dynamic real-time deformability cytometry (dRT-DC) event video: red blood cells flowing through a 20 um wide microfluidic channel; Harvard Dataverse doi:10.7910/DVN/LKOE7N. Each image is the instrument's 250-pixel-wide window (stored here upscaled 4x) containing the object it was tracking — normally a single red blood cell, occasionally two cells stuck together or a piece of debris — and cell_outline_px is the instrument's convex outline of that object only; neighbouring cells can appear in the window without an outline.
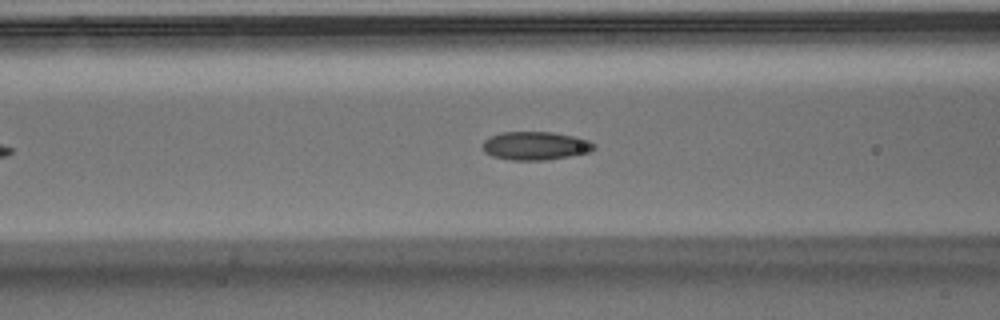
{"species": "Egyptian fruit bat (a non-hibernating species)", "species_latin": "Rousettus aegyptiacus", "temperature_condition": "warm", "stored_images_in_passage": 40, "camera_frame_rate_fps": 3000, "um_per_image_px": 0.085, "animal": {"sex": "male"}, "frame": {"image": 1, "passage_image": 12, "time_ms": 3.667, "image_size_px": [1000, 320], "cell_outline_px": [[596, 148], [588, 152], [568, 156], [544, 160], [512, 160], [492, 156], [484, 152], [484, 140], [500, 132], [552, 132], [576, 136], [588, 140], [596, 144]], "centroid_in_image_um": [45.53, 12.38], "position_along_channel_um": 121.1, "area_um2": 18.32}}
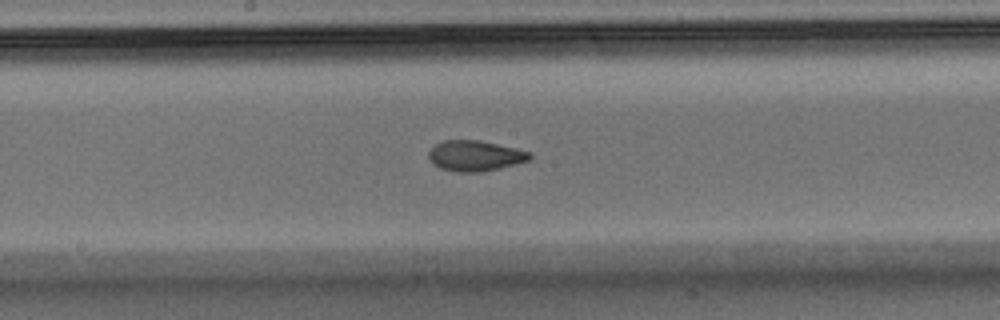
{"frame": {"image": 2, "passage_image": 18, "time_ms": 5.667, "image_size_px": [1000, 320], "cell_outline_px": [[532, 156], [528, 160], [516, 164], [480, 172], [456, 172], [440, 168], [432, 164], [428, 156], [428, 152], [436, 144], [444, 140], [480, 140], [516, 148], [532, 152]], "centroid_in_image_um": [40.37, 13.24], "position_along_channel_um": 207.8, "area_um2": 18.03}}
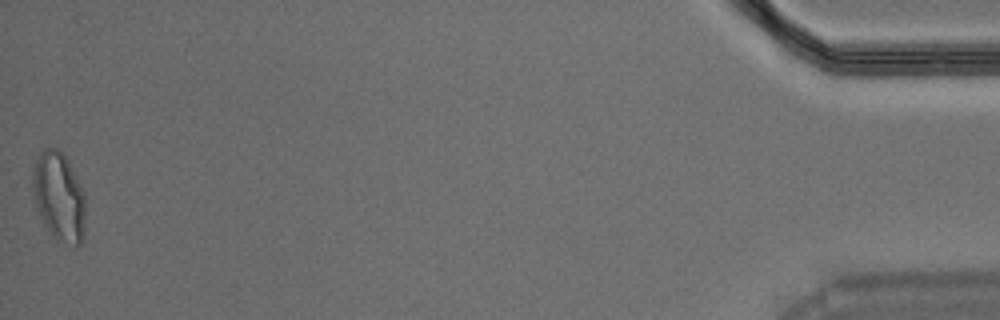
{"frame": {"image": 3, "passage_image": 40, "time_ms": 13.0, "image_size_px": [1000, 320], "cell_outline_px": [[84, 236], [80, 244], [76, 248], [56, 240], [52, 236], [40, 216], [36, 204], [32, 188], [32, 172], [36, 160], [40, 152], [44, 148], [56, 148], [68, 160], [84, 192]], "centroid_in_image_um": [5.01, 16.75], "position_along_channel_um": 430.2, "area_um2": 27.34}}